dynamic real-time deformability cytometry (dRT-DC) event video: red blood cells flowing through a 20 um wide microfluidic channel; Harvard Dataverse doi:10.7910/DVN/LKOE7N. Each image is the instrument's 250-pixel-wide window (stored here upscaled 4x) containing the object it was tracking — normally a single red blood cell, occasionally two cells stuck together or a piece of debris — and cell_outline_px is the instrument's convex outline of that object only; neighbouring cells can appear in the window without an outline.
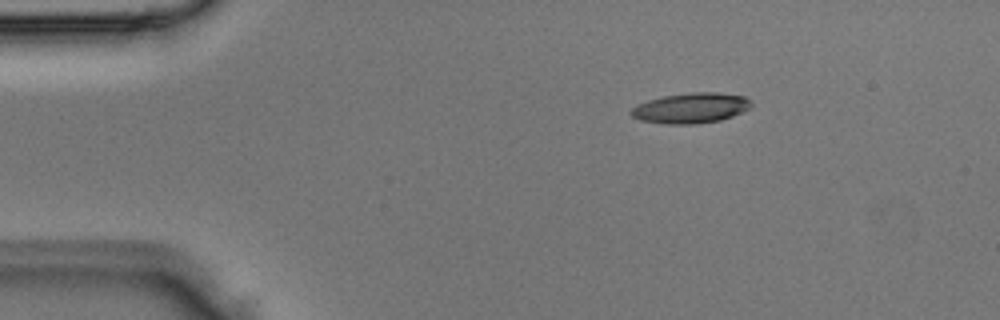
{"species": "Egyptian fruit bat (a non-hibernating species)", "species_latin": "Rousettus aegyptiacus", "temperature_condition": "room temperature", "stored_images_in_passage": 2, "camera_frame_rate_fps": 3000, "um_per_image_px": 0.085, "animal": {"sex": "male"}, "frame": {"image": 1, "passage_image": 1, "time_ms": 0.0, "image_size_px": [1000, 320], "cell_outline_px": [[752, 104], [748, 108], [732, 116], [720, 120], [696, 124], [664, 124], [640, 120], [632, 116], [632, 108], [648, 100], [664, 96], [692, 92], [716, 92], [744, 96]], "centroid_in_image_um": [58.72, 9.19], "position_along_channel_um": 26.3, "area_um2": 20.92}}